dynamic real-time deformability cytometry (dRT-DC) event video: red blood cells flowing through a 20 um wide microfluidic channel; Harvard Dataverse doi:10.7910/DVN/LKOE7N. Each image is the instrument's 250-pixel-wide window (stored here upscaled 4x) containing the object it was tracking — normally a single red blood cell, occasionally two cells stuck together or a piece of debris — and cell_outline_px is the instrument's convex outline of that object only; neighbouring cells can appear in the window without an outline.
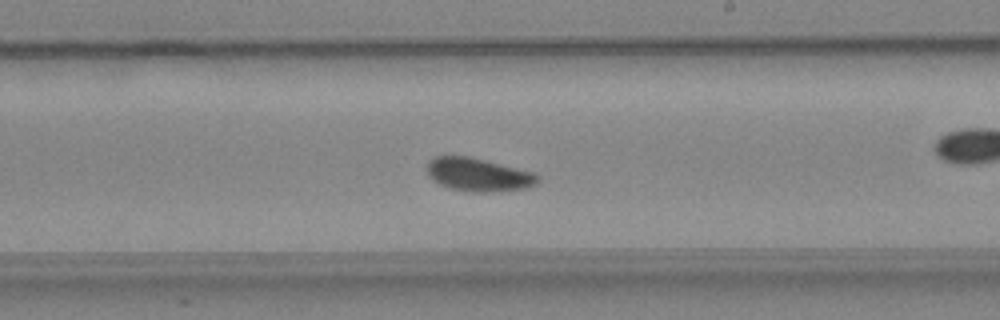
{"species": "common noctule bat (a hibernating species)", "species_latin": "Nyctalus noctula", "temperature_condition": "warm", "stored_images_in_passage": 52, "camera_frame_rate_fps": 3000, "um_per_image_px": 0.085, "animal": {"sex": "female", "body_mass_g": 24.6, "forearm_length_mm": 56.2}, "frame": {"image": 1, "passage_image": 30, "time_ms": 9.667, "image_size_px": [1000, 320], "cell_outline_px": [[540, 180], [536, 184], [524, 188], [488, 192], [468, 192], [448, 188], [432, 180], [428, 176], [428, 160], [436, 156], [468, 156], [536, 172], [540, 176]], "centroid_in_image_um": [40.67, 14.85], "position_along_channel_um": 248.3, "area_um2": 21.62}, "authors_computed_cell_mechanics": {"area_um2": 20.2878, "velocity_mm_per_s": 4.0177, "shape_relaxation_time_tau1_ms": 2.1823, "shape_relaxation_time_tau2_ms": null, "deformation_change_tau1": 0.0637, "deformation_change_tau2": null}}